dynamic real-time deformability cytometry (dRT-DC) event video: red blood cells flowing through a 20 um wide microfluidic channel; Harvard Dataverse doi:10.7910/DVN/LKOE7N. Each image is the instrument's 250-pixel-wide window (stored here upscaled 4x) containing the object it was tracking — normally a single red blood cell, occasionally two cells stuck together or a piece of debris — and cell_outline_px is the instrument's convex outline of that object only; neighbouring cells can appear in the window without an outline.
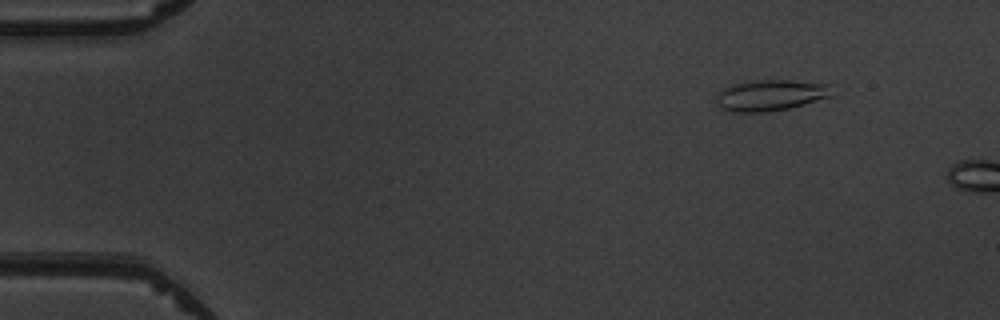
{"species": "common noctule bat (a hibernating species)", "species_latin": "Nyctalus noctula", "temperature_condition": "warm", "stored_images_in_passage": 6, "camera_frame_rate_fps": 3000, "um_per_image_px": 0.085, "animal": {"sex": "male", "body_mass_g": 19.5, "forearm_length_mm": 54.6}, "frame": {"image": 1, "passage_image": 2, "time_ms": 1.0, "image_size_px": [1000, 320], "cell_outline_px": [[836, 84], [832, 96], [804, 104], [788, 108], [764, 112], [732, 112], [720, 108], [716, 104], [716, 100], [720, 92], [724, 88], [732, 84], [748, 80], [792, 80]], "centroid_in_image_um": [65.56, 8.07], "position_along_channel_um": 19.4, "area_um2": 21.33}}